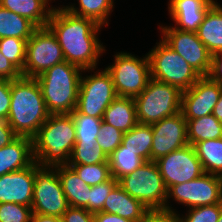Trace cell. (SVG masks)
<instances>
[{"label": "cell", "instance_id": "cell-1", "mask_svg": "<svg viewBox=\"0 0 222 222\" xmlns=\"http://www.w3.org/2000/svg\"><path fill=\"white\" fill-rule=\"evenodd\" d=\"M47 27L56 36L65 61L84 72L96 69L98 58L105 51L97 38L102 25L91 18L74 15L64 7H54Z\"/></svg>", "mask_w": 222, "mask_h": 222}, {"label": "cell", "instance_id": "cell-2", "mask_svg": "<svg viewBox=\"0 0 222 222\" xmlns=\"http://www.w3.org/2000/svg\"><path fill=\"white\" fill-rule=\"evenodd\" d=\"M49 115L35 78L21 76L11 80V104L7 123L17 136L33 138Z\"/></svg>", "mask_w": 222, "mask_h": 222}, {"label": "cell", "instance_id": "cell-3", "mask_svg": "<svg viewBox=\"0 0 222 222\" xmlns=\"http://www.w3.org/2000/svg\"><path fill=\"white\" fill-rule=\"evenodd\" d=\"M32 140L34 159L40 166L67 164L76 142L71 115H49Z\"/></svg>", "mask_w": 222, "mask_h": 222}, {"label": "cell", "instance_id": "cell-4", "mask_svg": "<svg viewBox=\"0 0 222 222\" xmlns=\"http://www.w3.org/2000/svg\"><path fill=\"white\" fill-rule=\"evenodd\" d=\"M64 61L50 67L35 79L40 85L46 109L51 114H70L76 109L81 72Z\"/></svg>", "mask_w": 222, "mask_h": 222}, {"label": "cell", "instance_id": "cell-5", "mask_svg": "<svg viewBox=\"0 0 222 222\" xmlns=\"http://www.w3.org/2000/svg\"><path fill=\"white\" fill-rule=\"evenodd\" d=\"M182 92L175 86L150 78L147 87L134 97L140 124L151 125L181 111Z\"/></svg>", "mask_w": 222, "mask_h": 222}, {"label": "cell", "instance_id": "cell-6", "mask_svg": "<svg viewBox=\"0 0 222 222\" xmlns=\"http://www.w3.org/2000/svg\"><path fill=\"white\" fill-rule=\"evenodd\" d=\"M148 54L151 78L177 87L181 92L190 89L201 75L162 39Z\"/></svg>", "mask_w": 222, "mask_h": 222}, {"label": "cell", "instance_id": "cell-7", "mask_svg": "<svg viewBox=\"0 0 222 222\" xmlns=\"http://www.w3.org/2000/svg\"><path fill=\"white\" fill-rule=\"evenodd\" d=\"M118 185L148 209H164L167 188L155 161H146L134 172L120 178Z\"/></svg>", "mask_w": 222, "mask_h": 222}, {"label": "cell", "instance_id": "cell-8", "mask_svg": "<svg viewBox=\"0 0 222 222\" xmlns=\"http://www.w3.org/2000/svg\"><path fill=\"white\" fill-rule=\"evenodd\" d=\"M111 75L114 89L119 97H136L146 87L151 78L148 54L137 58L127 52H118L114 63L105 68Z\"/></svg>", "mask_w": 222, "mask_h": 222}, {"label": "cell", "instance_id": "cell-9", "mask_svg": "<svg viewBox=\"0 0 222 222\" xmlns=\"http://www.w3.org/2000/svg\"><path fill=\"white\" fill-rule=\"evenodd\" d=\"M56 36L46 27H38L26 42L23 77L36 78L50 67L64 62Z\"/></svg>", "mask_w": 222, "mask_h": 222}, {"label": "cell", "instance_id": "cell-10", "mask_svg": "<svg viewBox=\"0 0 222 222\" xmlns=\"http://www.w3.org/2000/svg\"><path fill=\"white\" fill-rule=\"evenodd\" d=\"M69 207L57 169L36 162L32 213L60 217Z\"/></svg>", "mask_w": 222, "mask_h": 222}, {"label": "cell", "instance_id": "cell-11", "mask_svg": "<svg viewBox=\"0 0 222 222\" xmlns=\"http://www.w3.org/2000/svg\"><path fill=\"white\" fill-rule=\"evenodd\" d=\"M80 79L76 110L90 117L103 118L105 110L118 97L106 69Z\"/></svg>", "mask_w": 222, "mask_h": 222}, {"label": "cell", "instance_id": "cell-12", "mask_svg": "<svg viewBox=\"0 0 222 222\" xmlns=\"http://www.w3.org/2000/svg\"><path fill=\"white\" fill-rule=\"evenodd\" d=\"M173 198L177 203L189 208L208 206L222 203V176L203 173L191 181L173 185L167 190L165 210H172L168 199Z\"/></svg>", "mask_w": 222, "mask_h": 222}, {"label": "cell", "instance_id": "cell-13", "mask_svg": "<svg viewBox=\"0 0 222 222\" xmlns=\"http://www.w3.org/2000/svg\"><path fill=\"white\" fill-rule=\"evenodd\" d=\"M160 27L162 40L201 76H207L211 68L212 55L196 32L182 31L172 26Z\"/></svg>", "mask_w": 222, "mask_h": 222}, {"label": "cell", "instance_id": "cell-14", "mask_svg": "<svg viewBox=\"0 0 222 222\" xmlns=\"http://www.w3.org/2000/svg\"><path fill=\"white\" fill-rule=\"evenodd\" d=\"M155 162L167 190L173 185L191 181L205 173L194 146L190 144L174 150Z\"/></svg>", "mask_w": 222, "mask_h": 222}, {"label": "cell", "instance_id": "cell-15", "mask_svg": "<svg viewBox=\"0 0 222 222\" xmlns=\"http://www.w3.org/2000/svg\"><path fill=\"white\" fill-rule=\"evenodd\" d=\"M151 127L153 133L151 161H156L189 144L187 121L181 111L151 124Z\"/></svg>", "mask_w": 222, "mask_h": 222}, {"label": "cell", "instance_id": "cell-16", "mask_svg": "<svg viewBox=\"0 0 222 222\" xmlns=\"http://www.w3.org/2000/svg\"><path fill=\"white\" fill-rule=\"evenodd\" d=\"M222 92V86L208 76L197 82L181 95V113L185 119H195L212 114Z\"/></svg>", "mask_w": 222, "mask_h": 222}, {"label": "cell", "instance_id": "cell-17", "mask_svg": "<svg viewBox=\"0 0 222 222\" xmlns=\"http://www.w3.org/2000/svg\"><path fill=\"white\" fill-rule=\"evenodd\" d=\"M36 161L25 169L0 176V204L17 203L32 205Z\"/></svg>", "mask_w": 222, "mask_h": 222}, {"label": "cell", "instance_id": "cell-18", "mask_svg": "<svg viewBox=\"0 0 222 222\" xmlns=\"http://www.w3.org/2000/svg\"><path fill=\"white\" fill-rule=\"evenodd\" d=\"M170 17L175 22L174 28L196 32L204 16L212 6L208 0H169Z\"/></svg>", "mask_w": 222, "mask_h": 222}, {"label": "cell", "instance_id": "cell-19", "mask_svg": "<svg viewBox=\"0 0 222 222\" xmlns=\"http://www.w3.org/2000/svg\"><path fill=\"white\" fill-rule=\"evenodd\" d=\"M34 162L32 138L17 136L9 144L0 148V176L25 169Z\"/></svg>", "mask_w": 222, "mask_h": 222}, {"label": "cell", "instance_id": "cell-20", "mask_svg": "<svg viewBox=\"0 0 222 222\" xmlns=\"http://www.w3.org/2000/svg\"><path fill=\"white\" fill-rule=\"evenodd\" d=\"M142 202L131 197L118 184L104 202L102 212L116 214L133 222H139L149 211Z\"/></svg>", "mask_w": 222, "mask_h": 222}, {"label": "cell", "instance_id": "cell-21", "mask_svg": "<svg viewBox=\"0 0 222 222\" xmlns=\"http://www.w3.org/2000/svg\"><path fill=\"white\" fill-rule=\"evenodd\" d=\"M211 55L222 53V7L211 6L196 31Z\"/></svg>", "mask_w": 222, "mask_h": 222}, {"label": "cell", "instance_id": "cell-22", "mask_svg": "<svg viewBox=\"0 0 222 222\" xmlns=\"http://www.w3.org/2000/svg\"><path fill=\"white\" fill-rule=\"evenodd\" d=\"M54 167L57 169L68 205L84 208L89 203L90 186L67 164Z\"/></svg>", "mask_w": 222, "mask_h": 222}, {"label": "cell", "instance_id": "cell-23", "mask_svg": "<svg viewBox=\"0 0 222 222\" xmlns=\"http://www.w3.org/2000/svg\"><path fill=\"white\" fill-rule=\"evenodd\" d=\"M103 121L123 133L137 123L135 101L132 97H117L105 110Z\"/></svg>", "mask_w": 222, "mask_h": 222}, {"label": "cell", "instance_id": "cell-24", "mask_svg": "<svg viewBox=\"0 0 222 222\" xmlns=\"http://www.w3.org/2000/svg\"><path fill=\"white\" fill-rule=\"evenodd\" d=\"M48 2L49 0H0V6L29 19L37 27H46L54 9L48 7Z\"/></svg>", "mask_w": 222, "mask_h": 222}, {"label": "cell", "instance_id": "cell-25", "mask_svg": "<svg viewBox=\"0 0 222 222\" xmlns=\"http://www.w3.org/2000/svg\"><path fill=\"white\" fill-rule=\"evenodd\" d=\"M186 121L187 140L192 146L205 140L222 138V123L213 114Z\"/></svg>", "mask_w": 222, "mask_h": 222}, {"label": "cell", "instance_id": "cell-26", "mask_svg": "<svg viewBox=\"0 0 222 222\" xmlns=\"http://www.w3.org/2000/svg\"><path fill=\"white\" fill-rule=\"evenodd\" d=\"M37 28L29 19L0 6V38L29 39Z\"/></svg>", "mask_w": 222, "mask_h": 222}, {"label": "cell", "instance_id": "cell-27", "mask_svg": "<svg viewBox=\"0 0 222 222\" xmlns=\"http://www.w3.org/2000/svg\"><path fill=\"white\" fill-rule=\"evenodd\" d=\"M153 133L151 125L137 123L131 130L123 134L122 145L142 157L151 161Z\"/></svg>", "mask_w": 222, "mask_h": 222}, {"label": "cell", "instance_id": "cell-28", "mask_svg": "<svg viewBox=\"0 0 222 222\" xmlns=\"http://www.w3.org/2000/svg\"><path fill=\"white\" fill-rule=\"evenodd\" d=\"M194 149L205 173L222 176V138L198 142Z\"/></svg>", "mask_w": 222, "mask_h": 222}, {"label": "cell", "instance_id": "cell-29", "mask_svg": "<svg viewBox=\"0 0 222 222\" xmlns=\"http://www.w3.org/2000/svg\"><path fill=\"white\" fill-rule=\"evenodd\" d=\"M145 162L142 157L126 149L122 144L108 157L110 173L116 181L134 172Z\"/></svg>", "mask_w": 222, "mask_h": 222}, {"label": "cell", "instance_id": "cell-30", "mask_svg": "<svg viewBox=\"0 0 222 222\" xmlns=\"http://www.w3.org/2000/svg\"><path fill=\"white\" fill-rule=\"evenodd\" d=\"M79 8L74 5L64 6L70 13L80 16L88 17L95 20L102 26H108V17L114 8V0H78Z\"/></svg>", "mask_w": 222, "mask_h": 222}, {"label": "cell", "instance_id": "cell-31", "mask_svg": "<svg viewBox=\"0 0 222 222\" xmlns=\"http://www.w3.org/2000/svg\"><path fill=\"white\" fill-rule=\"evenodd\" d=\"M108 163V156L97 142H75L67 165Z\"/></svg>", "mask_w": 222, "mask_h": 222}, {"label": "cell", "instance_id": "cell-32", "mask_svg": "<svg viewBox=\"0 0 222 222\" xmlns=\"http://www.w3.org/2000/svg\"><path fill=\"white\" fill-rule=\"evenodd\" d=\"M75 125L76 142H97L103 118L90 117L76 109L70 113Z\"/></svg>", "mask_w": 222, "mask_h": 222}, {"label": "cell", "instance_id": "cell-33", "mask_svg": "<svg viewBox=\"0 0 222 222\" xmlns=\"http://www.w3.org/2000/svg\"><path fill=\"white\" fill-rule=\"evenodd\" d=\"M28 39L15 37L0 38V51L21 74L26 61V42Z\"/></svg>", "mask_w": 222, "mask_h": 222}, {"label": "cell", "instance_id": "cell-34", "mask_svg": "<svg viewBox=\"0 0 222 222\" xmlns=\"http://www.w3.org/2000/svg\"><path fill=\"white\" fill-rule=\"evenodd\" d=\"M68 166H70L80 179L90 187L109 181L112 178L109 163Z\"/></svg>", "mask_w": 222, "mask_h": 222}, {"label": "cell", "instance_id": "cell-35", "mask_svg": "<svg viewBox=\"0 0 222 222\" xmlns=\"http://www.w3.org/2000/svg\"><path fill=\"white\" fill-rule=\"evenodd\" d=\"M117 184L118 181L112 177L109 181L91 186L89 193V203L84 208L93 214L102 212L105 200Z\"/></svg>", "mask_w": 222, "mask_h": 222}, {"label": "cell", "instance_id": "cell-36", "mask_svg": "<svg viewBox=\"0 0 222 222\" xmlns=\"http://www.w3.org/2000/svg\"><path fill=\"white\" fill-rule=\"evenodd\" d=\"M123 132L108 123L102 121L97 144L102 148L104 153L109 157L122 143Z\"/></svg>", "mask_w": 222, "mask_h": 222}, {"label": "cell", "instance_id": "cell-37", "mask_svg": "<svg viewBox=\"0 0 222 222\" xmlns=\"http://www.w3.org/2000/svg\"><path fill=\"white\" fill-rule=\"evenodd\" d=\"M221 211V204H214L208 206H200L190 208L186 216L180 217L179 222H218Z\"/></svg>", "mask_w": 222, "mask_h": 222}, {"label": "cell", "instance_id": "cell-38", "mask_svg": "<svg viewBox=\"0 0 222 222\" xmlns=\"http://www.w3.org/2000/svg\"><path fill=\"white\" fill-rule=\"evenodd\" d=\"M32 208L17 203L0 204V222H30Z\"/></svg>", "mask_w": 222, "mask_h": 222}, {"label": "cell", "instance_id": "cell-39", "mask_svg": "<svg viewBox=\"0 0 222 222\" xmlns=\"http://www.w3.org/2000/svg\"><path fill=\"white\" fill-rule=\"evenodd\" d=\"M11 104V80L0 79V119L7 121Z\"/></svg>", "mask_w": 222, "mask_h": 222}, {"label": "cell", "instance_id": "cell-40", "mask_svg": "<svg viewBox=\"0 0 222 222\" xmlns=\"http://www.w3.org/2000/svg\"><path fill=\"white\" fill-rule=\"evenodd\" d=\"M62 222H94V214L85 208L68 207L61 216Z\"/></svg>", "mask_w": 222, "mask_h": 222}, {"label": "cell", "instance_id": "cell-41", "mask_svg": "<svg viewBox=\"0 0 222 222\" xmlns=\"http://www.w3.org/2000/svg\"><path fill=\"white\" fill-rule=\"evenodd\" d=\"M139 222H179L176 211L165 209L149 210Z\"/></svg>", "mask_w": 222, "mask_h": 222}, {"label": "cell", "instance_id": "cell-42", "mask_svg": "<svg viewBox=\"0 0 222 222\" xmlns=\"http://www.w3.org/2000/svg\"><path fill=\"white\" fill-rule=\"evenodd\" d=\"M21 76V72L0 51V79L15 80Z\"/></svg>", "mask_w": 222, "mask_h": 222}, {"label": "cell", "instance_id": "cell-43", "mask_svg": "<svg viewBox=\"0 0 222 222\" xmlns=\"http://www.w3.org/2000/svg\"><path fill=\"white\" fill-rule=\"evenodd\" d=\"M207 76L222 86V53L212 55L211 68Z\"/></svg>", "mask_w": 222, "mask_h": 222}, {"label": "cell", "instance_id": "cell-44", "mask_svg": "<svg viewBox=\"0 0 222 222\" xmlns=\"http://www.w3.org/2000/svg\"><path fill=\"white\" fill-rule=\"evenodd\" d=\"M17 135L14 133L7 121L0 119V148L13 141Z\"/></svg>", "mask_w": 222, "mask_h": 222}, {"label": "cell", "instance_id": "cell-45", "mask_svg": "<svg viewBox=\"0 0 222 222\" xmlns=\"http://www.w3.org/2000/svg\"><path fill=\"white\" fill-rule=\"evenodd\" d=\"M94 222H133V221L120 217L116 214L97 212L94 213Z\"/></svg>", "mask_w": 222, "mask_h": 222}, {"label": "cell", "instance_id": "cell-46", "mask_svg": "<svg viewBox=\"0 0 222 222\" xmlns=\"http://www.w3.org/2000/svg\"><path fill=\"white\" fill-rule=\"evenodd\" d=\"M30 222H62V219L57 216L32 213Z\"/></svg>", "mask_w": 222, "mask_h": 222}, {"label": "cell", "instance_id": "cell-47", "mask_svg": "<svg viewBox=\"0 0 222 222\" xmlns=\"http://www.w3.org/2000/svg\"><path fill=\"white\" fill-rule=\"evenodd\" d=\"M212 114L222 123V92L219 96L217 104L213 109Z\"/></svg>", "mask_w": 222, "mask_h": 222}, {"label": "cell", "instance_id": "cell-48", "mask_svg": "<svg viewBox=\"0 0 222 222\" xmlns=\"http://www.w3.org/2000/svg\"><path fill=\"white\" fill-rule=\"evenodd\" d=\"M209 3L212 5V6H220V4H218L217 2H215L214 0H208Z\"/></svg>", "mask_w": 222, "mask_h": 222}, {"label": "cell", "instance_id": "cell-49", "mask_svg": "<svg viewBox=\"0 0 222 222\" xmlns=\"http://www.w3.org/2000/svg\"><path fill=\"white\" fill-rule=\"evenodd\" d=\"M218 222H222V203H221V211H220V215L218 218Z\"/></svg>", "mask_w": 222, "mask_h": 222}]
</instances>
